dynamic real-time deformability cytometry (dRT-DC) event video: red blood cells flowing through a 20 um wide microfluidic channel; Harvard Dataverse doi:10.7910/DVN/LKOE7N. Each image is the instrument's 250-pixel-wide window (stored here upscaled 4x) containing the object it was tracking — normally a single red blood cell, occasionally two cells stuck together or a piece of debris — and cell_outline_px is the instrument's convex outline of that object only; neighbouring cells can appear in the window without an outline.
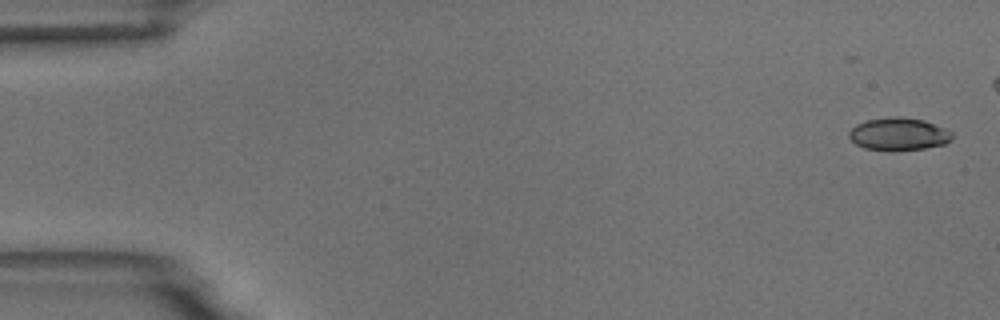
{"species": "common noctule bat (a hibernating species)", "species_latin": "Nyctalus noctula", "temperature_condition": "room temperature", "stored_images_in_passage": 5, "camera_frame_rate_fps": 3000, "um_per_image_px": 0.085, "animal": {"sex": "male", "body_mass_g": 18.8}, "frame": {"image": 1, "passage_image": 1, "time_ms": 0.0, "image_size_px": [1000, 320], "cell_outline_px": [[952, 140], [944, 144], [924, 148], [896, 152], [888, 152], [864, 148], [856, 144], [848, 136], [848, 132], [856, 124], [868, 120], [896, 116], [900, 116], [924, 120], [944, 128], [952, 132]], "centroid_in_image_um": [76.37, 11.42], "position_along_channel_um": 8.6, "area_um2": 19.88}}